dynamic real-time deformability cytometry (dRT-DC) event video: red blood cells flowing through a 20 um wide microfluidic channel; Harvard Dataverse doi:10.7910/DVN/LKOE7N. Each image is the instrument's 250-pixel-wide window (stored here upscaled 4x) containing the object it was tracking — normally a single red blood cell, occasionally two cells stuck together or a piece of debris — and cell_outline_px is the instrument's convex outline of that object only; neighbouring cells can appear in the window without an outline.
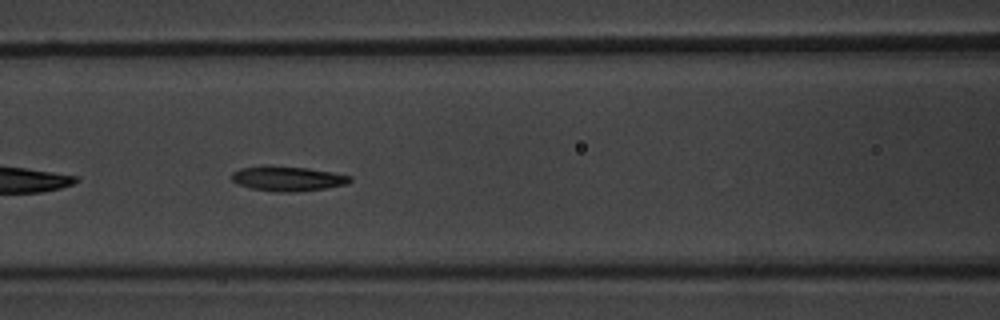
{"species": "common noctule bat (a hibernating species)", "species_latin": "Nyctalus noctula", "temperature_condition": "warm", "stored_images_in_passage": 17, "camera_frame_rate_fps": 3000, "um_per_image_px": 0.085, "animal": {"sex": "male", "body_mass_g": 20.1, "forearm_length_mm": 53.5}, "frame": {"image": 1, "passage_image": 8, "time_ms": 2.333, "image_size_px": [1000, 320], "cell_outline_px": [[352, 180], [348, 184], [324, 188], [296, 192], [276, 192], [248, 188], [236, 184], [232, 180], [232, 172], [240, 168], [268, 164], [308, 168], [332, 172], [352, 176]], "centroid_in_image_um": [24.41, 15.17], "position_along_channel_um": 142.2, "area_um2": 17.51}}
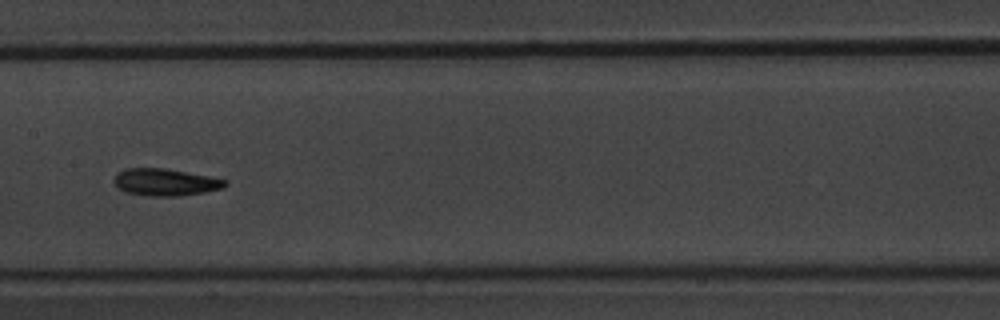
{"frame": {"image": 2, "passage_image": 12, "time_ms": 3.667, "image_size_px": [1000, 320], "cell_outline_px": [[228, 184], [224, 188], [204, 192], [180, 196], [148, 196], [124, 192], [112, 180], [116, 172], [124, 168], [164, 168], [208, 176], [228, 180]], "centroid_in_image_um": [14.04, 15.48], "position_along_channel_um": 193.4, "area_um2": 17.69}}
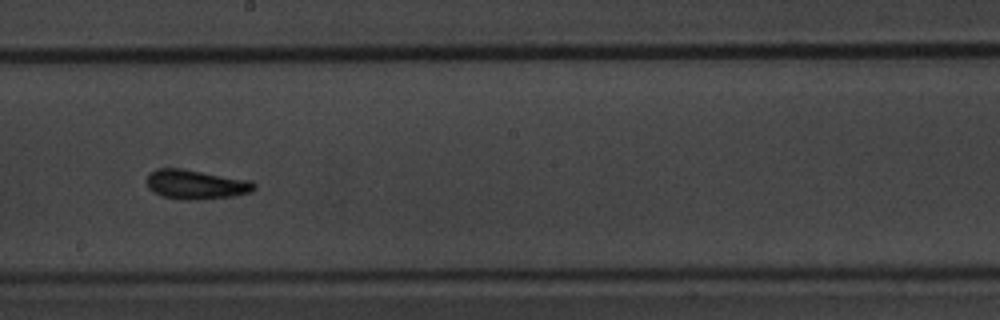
{"frame": {"image": 3, "passage_image": 15, "time_ms": 4.667, "image_size_px": [1000, 320], "cell_outline_px": [[256, 188], [252, 192], [232, 196], [196, 200], [184, 200], [164, 196], [156, 192], [148, 184], [148, 176], [152, 172], [160, 168], [180, 168], [252, 180], [256, 184]], "centroid_in_image_um": [16.75, 15.68], "position_along_channel_um": 231.4, "area_um2": 18.15}}